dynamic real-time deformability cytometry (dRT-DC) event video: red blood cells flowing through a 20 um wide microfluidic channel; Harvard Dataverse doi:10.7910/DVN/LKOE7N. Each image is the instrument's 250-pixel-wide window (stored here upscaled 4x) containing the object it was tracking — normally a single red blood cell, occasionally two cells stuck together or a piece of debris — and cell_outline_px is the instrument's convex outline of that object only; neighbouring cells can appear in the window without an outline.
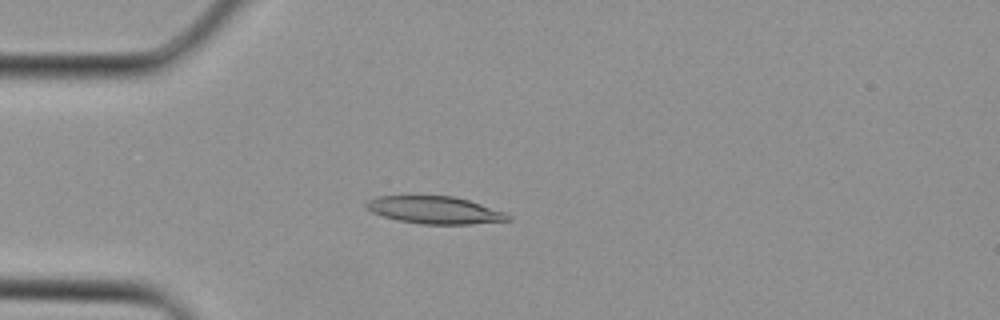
{"species": "Egyptian fruit bat (a non-hibernating species)", "species_latin": "Rousettus aegyptiacus", "temperature_condition": "cold", "stored_images_in_passage": 2, "camera_frame_rate_fps": 3000, "um_per_image_px": 0.085, "animal": {"sex": "female"}, "frame": {"image": 1, "passage_image": 2, "time_ms": 0.333, "image_size_px": [1000, 320], "cell_outline_px": [[512, 220], [472, 224], [420, 224], [400, 220], [384, 216], [372, 212], [364, 208], [364, 204], [368, 200], [376, 196], [452, 196], [468, 200], [504, 212], [512, 216]], "centroid_in_image_um": [36.94, 17.86], "position_along_channel_um": 48.1, "area_um2": 22.54}}